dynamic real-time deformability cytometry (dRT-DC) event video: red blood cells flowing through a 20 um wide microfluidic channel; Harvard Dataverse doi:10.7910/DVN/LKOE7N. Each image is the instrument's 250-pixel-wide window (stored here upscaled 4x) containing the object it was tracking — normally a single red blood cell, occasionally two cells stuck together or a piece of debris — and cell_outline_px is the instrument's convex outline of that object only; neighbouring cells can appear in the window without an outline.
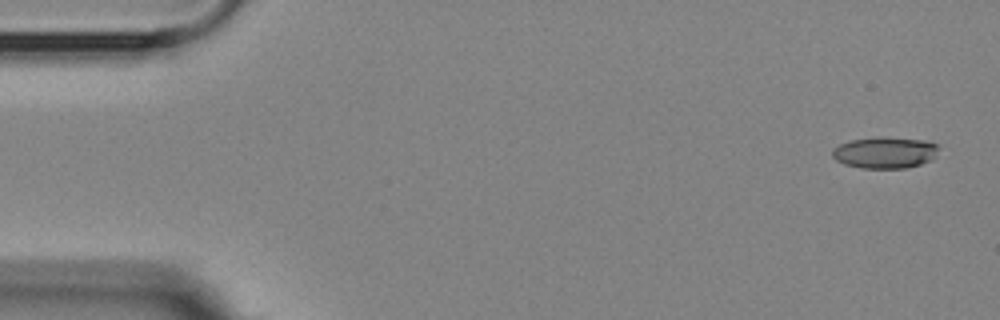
{"species": "Egyptian fruit bat (a non-hibernating species)", "species_latin": "Rousettus aegyptiacus", "temperature_condition": "room temperature", "stored_images_in_passage": 5, "camera_frame_rate_fps": 3000, "um_per_image_px": 0.085, "animal": {"sex": "female"}, "frame": {"image": 1, "passage_image": 1, "time_ms": 0.0, "image_size_px": [1000, 320], "cell_outline_px": [[940, 148], [932, 160], [908, 168], [860, 168], [844, 164], [836, 160], [832, 156], [832, 148], [840, 144], [852, 140], [876, 136], [888, 136], [928, 140], [936, 144]], "centroid_in_image_um": [75.24, 12.95], "position_along_channel_um": 9.8, "area_um2": 19.94}}
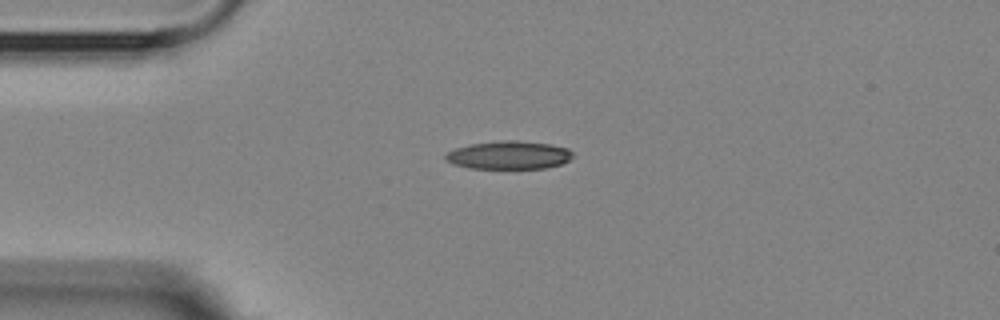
{"frame": {"image": 2, "passage_image": 4, "time_ms": 3.667, "image_size_px": [1000, 320], "cell_outline_px": [[576, 156], [560, 164], [548, 168], [468, 168], [452, 164], [444, 160], [444, 156], [448, 152], [456, 148], [472, 144], [500, 140], [520, 140], [552, 144], [568, 148]], "centroid_in_image_um": [43.28, 13.18], "position_along_channel_um": 41.7, "area_um2": 21.1}}